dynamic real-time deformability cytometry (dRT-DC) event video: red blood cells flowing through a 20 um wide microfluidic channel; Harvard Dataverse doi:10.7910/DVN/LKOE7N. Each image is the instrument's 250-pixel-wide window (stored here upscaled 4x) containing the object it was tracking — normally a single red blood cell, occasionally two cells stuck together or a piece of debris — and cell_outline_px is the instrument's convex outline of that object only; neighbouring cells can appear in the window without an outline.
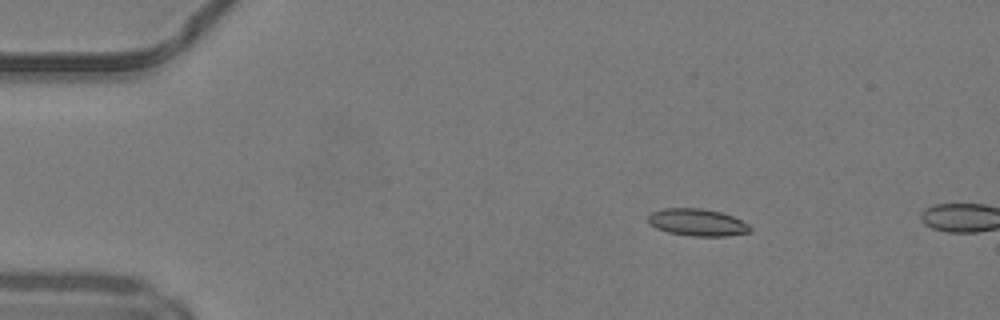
{"species": "common noctule bat (a hibernating species)", "species_latin": "Nyctalus noctula", "temperature_condition": "warm", "stored_images_in_passage": 12, "camera_frame_rate_fps": 3000, "um_per_image_px": 0.085, "animal": {"sex": "male", "body_mass_g": 19.2, "forearm_length_mm": 51.8}, "frame": {"image": 1, "passage_image": 9, "time_ms": 2.667, "image_size_px": [1000, 320], "cell_outline_px": [[752, 228], [748, 232], [728, 236], [692, 236], [668, 232], [656, 228], [648, 224], [648, 216], [652, 212], [664, 208], [700, 208], [720, 212], [732, 216], [748, 224]], "centroid_in_image_um": [59.24, 18.9], "position_along_channel_um": 25.8, "area_um2": 16.07}}